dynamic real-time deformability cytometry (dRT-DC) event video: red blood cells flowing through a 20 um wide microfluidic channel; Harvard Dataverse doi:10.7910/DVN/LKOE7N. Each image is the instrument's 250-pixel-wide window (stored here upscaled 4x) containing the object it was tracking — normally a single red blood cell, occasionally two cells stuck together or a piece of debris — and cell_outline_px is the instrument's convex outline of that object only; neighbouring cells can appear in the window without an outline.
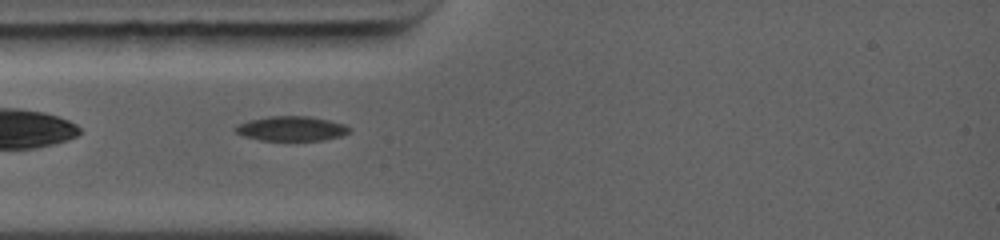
{"species": "common noctule bat (a hibernating species)", "species_latin": "Nyctalus noctula", "temperature_condition": "warm", "stored_images_in_passage": 7, "camera_frame_rate_fps": 5000, "um_per_image_px": 0.085, "animal": {"sex": "female", "body_mass_g": 19.0, "forearm_length_mm": 56.7}, "frame": {"image": 1, "passage_image": 1, "time_ms": 0.0, "image_size_px": [1000, 240], "cell_outline_px": [[352, 132], [340, 136], [324, 140], [260, 140], [244, 136], [236, 132], [232, 128], [236, 124], [248, 120], [268, 116], [312, 116], [344, 124], [352, 128]], "centroid_in_image_um": [24.77, 10.92], "position_along_channel_um": 60.2, "area_um2": 16.59}}
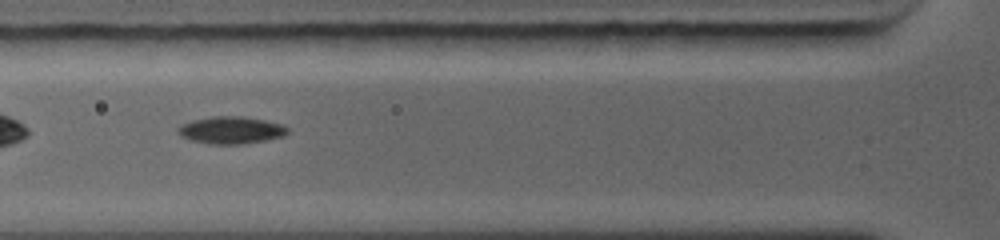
{"frame": {"image": 2, "passage_image": 3, "time_ms": 1.0, "image_size_px": [1000, 240], "cell_outline_px": [[288, 132], [284, 136], [264, 140], [240, 144], [208, 144], [188, 140], [180, 136], [176, 128], [180, 124], [192, 120], [212, 116], [244, 116], [264, 120], [280, 124], [288, 128]], "centroid_in_image_um": [19.57, 11.06], "position_along_channel_um": 106.2, "area_um2": 17.51}}
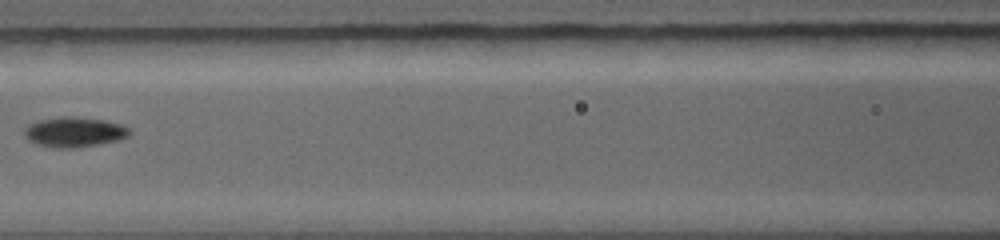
{"frame": {"image": 3, "passage_image": 5, "time_ms": 2.2, "image_size_px": [1000, 240], "cell_outline_px": [[132, 132], [128, 136], [120, 140], [100, 144], [76, 148], [56, 148], [36, 144], [28, 140], [24, 136], [24, 128], [28, 124], [36, 120], [64, 116], [80, 116], [104, 120], [120, 124], [128, 128]], "centroid_in_image_um": [6.3, 11.22], "position_along_channel_um": 160.3, "area_um2": 18.79}}